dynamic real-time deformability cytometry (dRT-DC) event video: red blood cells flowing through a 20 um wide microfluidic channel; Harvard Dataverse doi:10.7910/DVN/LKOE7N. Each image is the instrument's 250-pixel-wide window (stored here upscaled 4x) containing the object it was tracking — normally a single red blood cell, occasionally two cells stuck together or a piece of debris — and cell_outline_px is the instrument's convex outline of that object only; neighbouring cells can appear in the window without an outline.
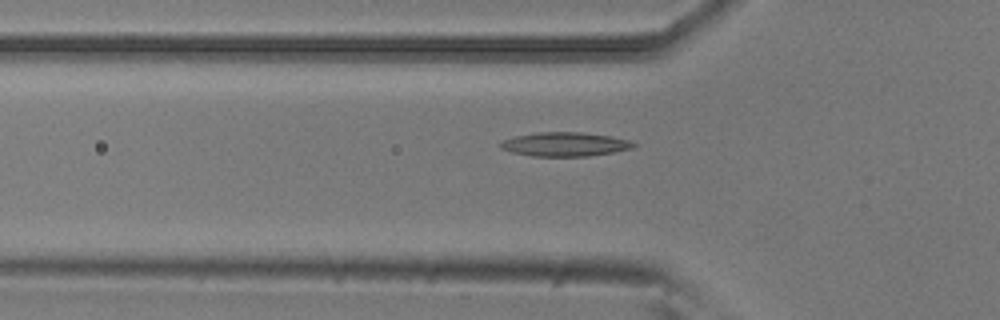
{"species": "common noctule bat (a hibernating species)", "species_latin": "Nyctalus noctula", "temperature_condition": "room temperature", "stored_images_in_passage": 52, "camera_frame_rate_fps": 3000, "um_per_image_px": 0.085, "animal": {"sex": "male", "body_mass_g": 20.5, "forearm_length_mm": 52.5}, "frame": {"image": 1, "passage_image": 18, "time_ms": 5.667, "image_size_px": [1000, 320], "cell_outline_px": [[636, 144], [632, 148], [612, 152], [588, 156], [532, 156], [512, 152], [500, 148], [500, 140], [516, 136], [536, 132], [580, 132], [612, 136], [628, 140]], "centroid_in_image_um": [47.98, 12.25], "position_along_channel_um": 77.8, "area_um2": 18.55}}
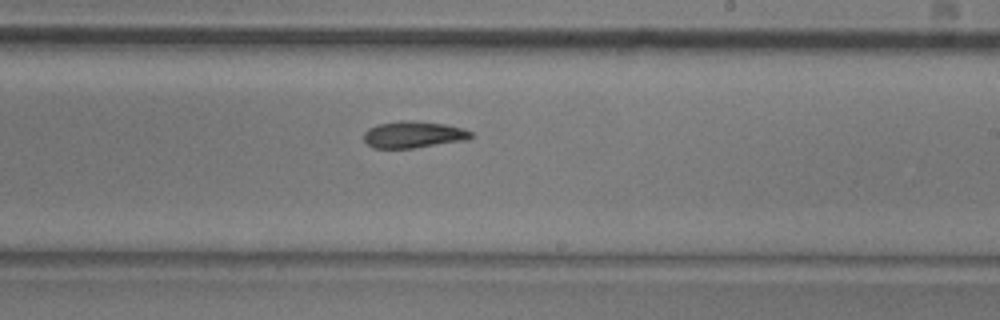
{"frame": {"image": 2, "passage_image": 32, "time_ms": 10.333, "image_size_px": [1000, 320], "cell_outline_px": [[476, 136], [468, 140], [412, 148], [372, 148], [364, 140], [364, 132], [368, 128], [376, 124], [400, 120], [416, 120], [444, 124], [464, 128], [472, 132]], "centroid_in_image_um": [35.17, 11.43], "position_along_channel_um": 253.8, "area_um2": 16.99}}
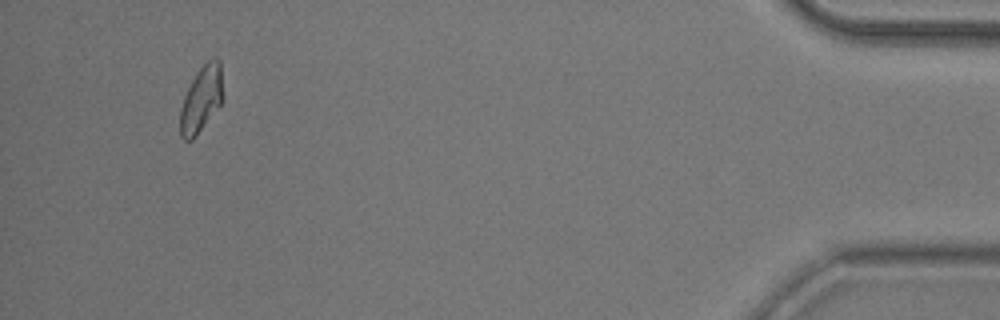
{"frame": {"image": 3, "passage_image": 51, "time_ms": 16.667, "image_size_px": [1000, 320], "cell_outline_px": [[224, 100], [196, 136], [192, 140], [184, 140], [180, 136], [180, 108], [184, 96], [196, 72], [208, 60], [216, 56], [220, 60], [224, 96]], "centroid_in_image_um": [17.13, 8.41], "position_along_channel_um": 418.1, "area_um2": 16.7}}